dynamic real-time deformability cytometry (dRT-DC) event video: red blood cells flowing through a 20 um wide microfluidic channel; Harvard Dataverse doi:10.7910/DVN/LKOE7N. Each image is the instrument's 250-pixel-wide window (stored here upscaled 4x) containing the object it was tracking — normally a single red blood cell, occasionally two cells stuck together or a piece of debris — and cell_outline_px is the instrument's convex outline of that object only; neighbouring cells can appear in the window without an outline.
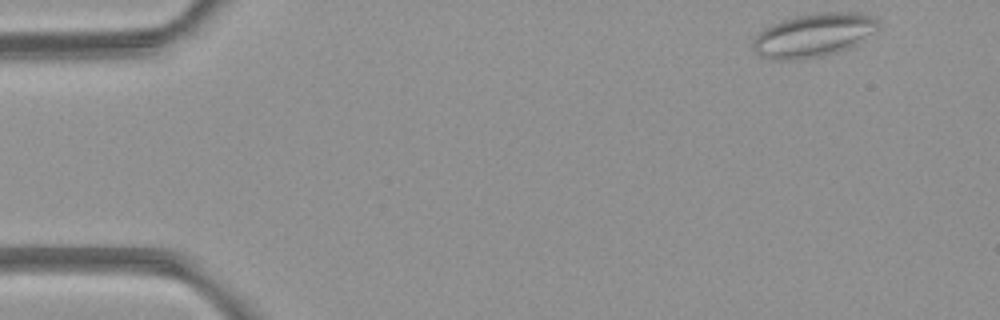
{"species": "common noctule bat (a hibernating species)", "species_latin": "Nyctalus noctula", "temperature_condition": "room temperature", "stored_images_in_passage": 4, "camera_frame_rate_fps": 3000, "um_per_image_px": 0.085, "animal": {"sex": "female", "body_mass_g": 21.9}, "frame": {"image": 1, "passage_image": 1, "time_ms": 0.0, "image_size_px": [1000, 320], "cell_outline_px": [[880, 28], [848, 48], [836, 52], [820, 56], [788, 60], [772, 60], [756, 52], [752, 48], [752, 40], [764, 28], [772, 24], [796, 16], [816, 12], [860, 12], [876, 16], [880, 20]], "centroid_in_image_um": [69.19, 2.96], "position_along_channel_um": 15.8, "area_um2": 31.73}}